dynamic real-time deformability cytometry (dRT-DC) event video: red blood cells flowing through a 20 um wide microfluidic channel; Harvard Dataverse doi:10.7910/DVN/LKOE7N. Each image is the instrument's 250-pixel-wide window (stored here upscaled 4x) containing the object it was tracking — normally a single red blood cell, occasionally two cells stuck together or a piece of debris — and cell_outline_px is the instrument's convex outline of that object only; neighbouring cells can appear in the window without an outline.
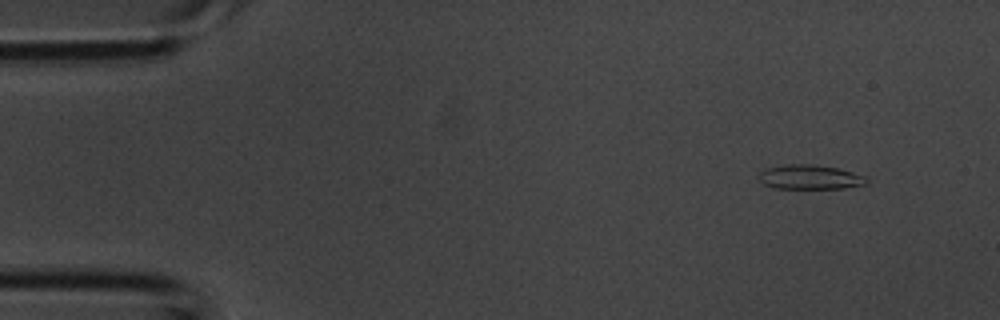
{"species": "common noctule bat (a hibernating species)", "species_latin": "Nyctalus noctula", "temperature_condition": "room temperature", "stored_images_in_passage": 3, "camera_frame_rate_fps": 3000, "um_per_image_px": 0.085, "animal": {"sex": "male", "body_mass_g": 20.1, "forearm_length_mm": 53.5}, "frame": {"image": 1, "passage_image": 1, "time_ms": 0.0, "image_size_px": [1000, 320], "cell_outline_px": [[868, 184], [844, 188], [776, 188], [764, 184], [756, 176], [764, 168], [784, 164], [812, 164], [840, 168], [868, 176]], "centroid_in_image_um": [68.87, 15.04], "position_along_channel_um": 16.1, "area_um2": 15.66}}